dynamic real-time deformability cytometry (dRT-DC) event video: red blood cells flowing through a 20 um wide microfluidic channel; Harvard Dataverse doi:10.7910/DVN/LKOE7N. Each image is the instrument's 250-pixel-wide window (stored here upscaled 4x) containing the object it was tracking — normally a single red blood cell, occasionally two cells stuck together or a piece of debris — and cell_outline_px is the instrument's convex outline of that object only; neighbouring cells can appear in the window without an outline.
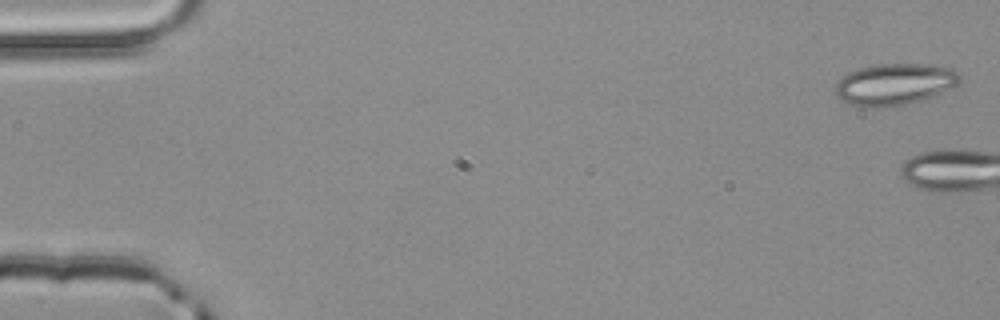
{"species": "common noctule bat (a hibernating species)", "species_latin": "Nyctalus noctula", "temperature_condition": "room temperature", "stored_images_in_passage": 5, "camera_frame_rate_fps": 3000, "um_per_image_px": 0.085, "animal": {"sex": "male", "body_mass_g": 20.4}, "frame": {"image": 1, "passage_image": 1, "time_ms": 0.0, "image_size_px": [1000, 320], "cell_outline_px": [[960, 80], [956, 84], [932, 96], [908, 104], [884, 108], [868, 108], [848, 104], [836, 96], [836, 84], [848, 72], [860, 68], [880, 64], [928, 64], [952, 68], [960, 76]], "centroid_in_image_um": [76.0, 7.18], "position_along_channel_um": 9.0, "area_um2": 30.0}}
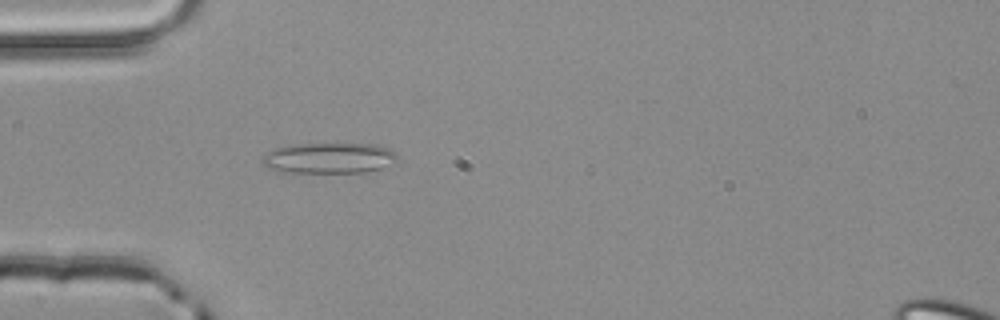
{"frame": {"image": 2, "passage_image": 5, "time_ms": 1.333, "image_size_px": [1000, 320], "cell_outline_px": [[400, 160], [396, 164], [368, 172], [288, 172], [268, 168], [260, 160], [260, 156], [268, 152], [292, 144], [376, 144], [388, 148], [396, 152], [400, 156]], "centroid_in_image_um": [28.07, 13.44], "position_along_channel_um": 56.9, "area_um2": 24.39}}